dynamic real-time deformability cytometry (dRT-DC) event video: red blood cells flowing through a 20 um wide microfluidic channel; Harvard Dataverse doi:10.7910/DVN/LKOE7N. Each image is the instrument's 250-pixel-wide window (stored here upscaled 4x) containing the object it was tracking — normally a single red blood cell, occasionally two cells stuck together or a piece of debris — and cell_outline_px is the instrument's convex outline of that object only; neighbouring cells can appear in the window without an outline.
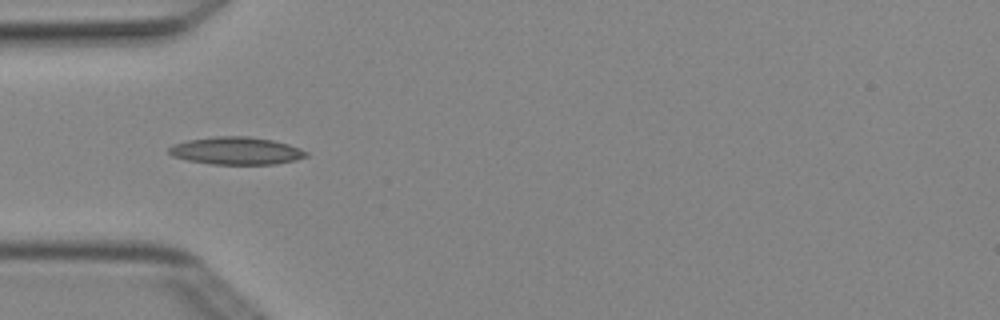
{"species": "Egyptian fruit bat (a non-hibernating species)", "species_latin": "Rousettus aegyptiacus", "temperature_condition": "cold", "stored_images_in_passage": 5, "camera_frame_rate_fps": 3000, "um_per_image_px": 0.085, "animal": {"sex": "female"}, "frame": {"image": 1, "passage_image": 5, "time_ms": 1.333, "image_size_px": [1000, 320], "cell_outline_px": [[308, 156], [296, 160], [276, 164], [212, 164], [188, 160], [172, 156], [168, 152], [168, 148], [172, 144], [188, 140], [212, 136], [248, 136], [272, 140], [288, 144], [300, 148], [308, 152]], "centroid_in_image_um": [20.08, 12.81], "position_along_channel_um": 64.9, "area_um2": 22.14}}